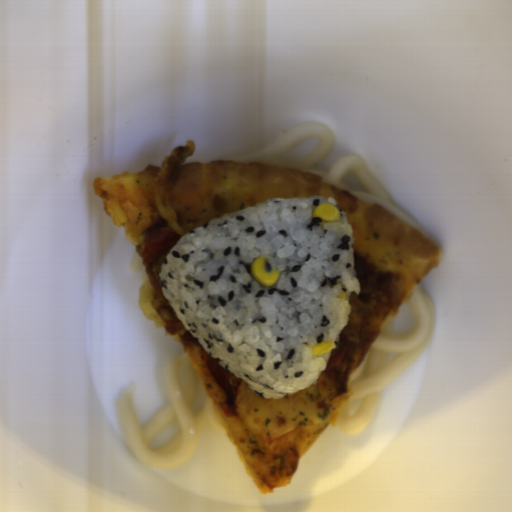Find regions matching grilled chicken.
I'll return each mask as SVG.
<instances>
[{"mask_svg": "<svg viewBox=\"0 0 512 512\" xmlns=\"http://www.w3.org/2000/svg\"><path fill=\"white\" fill-rule=\"evenodd\" d=\"M353 268L359 294L354 291L349 297L351 311L348 323L331 352L326 370L322 372L339 391L344 392L352 372L369 353L394 302L390 275L358 253H354Z\"/></svg>", "mask_w": 512, "mask_h": 512, "instance_id": "grilled-chicken-1", "label": "grilled chicken"}, {"mask_svg": "<svg viewBox=\"0 0 512 512\" xmlns=\"http://www.w3.org/2000/svg\"><path fill=\"white\" fill-rule=\"evenodd\" d=\"M194 142L176 144L162 158L157 175L154 194L163 220L168 224V229L185 236L176 222V213L171 205V193L175 189L180 170L195 149Z\"/></svg>", "mask_w": 512, "mask_h": 512, "instance_id": "grilled-chicken-2", "label": "grilled chicken"}, {"mask_svg": "<svg viewBox=\"0 0 512 512\" xmlns=\"http://www.w3.org/2000/svg\"><path fill=\"white\" fill-rule=\"evenodd\" d=\"M166 259V258H165ZM165 259L153 262L151 270L157 281L153 288L152 304L164 322V328L171 334L186 333L189 331L165 297L160 280V271Z\"/></svg>", "mask_w": 512, "mask_h": 512, "instance_id": "grilled-chicken-3", "label": "grilled chicken"}]
</instances>
